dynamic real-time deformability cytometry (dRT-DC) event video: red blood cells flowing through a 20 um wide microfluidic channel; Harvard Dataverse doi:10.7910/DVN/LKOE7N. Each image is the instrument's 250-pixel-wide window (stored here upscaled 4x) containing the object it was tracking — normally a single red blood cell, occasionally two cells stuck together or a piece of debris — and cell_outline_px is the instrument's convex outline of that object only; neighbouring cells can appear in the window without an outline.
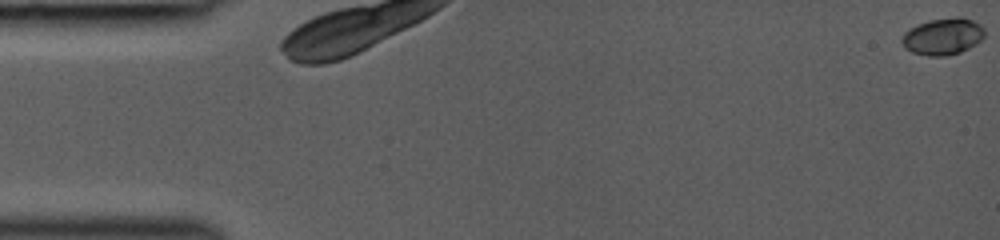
{"species": "common noctule bat (a hibernating species)", "species_latin": "Nyctalus noctula", "temperature_condition": "room temperature", "stored_images_in_passage": 27, "camera_frame_rate_fps": 3000, "um_per_image_px": 0.085, "animal": {"sex": "female", "body_mass_g": 19.0, "forearm_length_mm": 53.3}, "frame": {"image": 1, "passage_image": 1, "time_ms": 0.0, "image_size_px": [1000, 240], "cell_outline_px": [[984, 36], [976, 44], [960, 52], [944, 56], [928, 56], [912, 52], [904, 48], [900, 40], [904, 32], [916, 24], [928, 20], [956, 16], [964, 16], [980, 24], [984, 28]], "centroid_in_image_um": [80.12, 3.08], "position_along_channel_um": 4.9, "area_um2": 17.98}}